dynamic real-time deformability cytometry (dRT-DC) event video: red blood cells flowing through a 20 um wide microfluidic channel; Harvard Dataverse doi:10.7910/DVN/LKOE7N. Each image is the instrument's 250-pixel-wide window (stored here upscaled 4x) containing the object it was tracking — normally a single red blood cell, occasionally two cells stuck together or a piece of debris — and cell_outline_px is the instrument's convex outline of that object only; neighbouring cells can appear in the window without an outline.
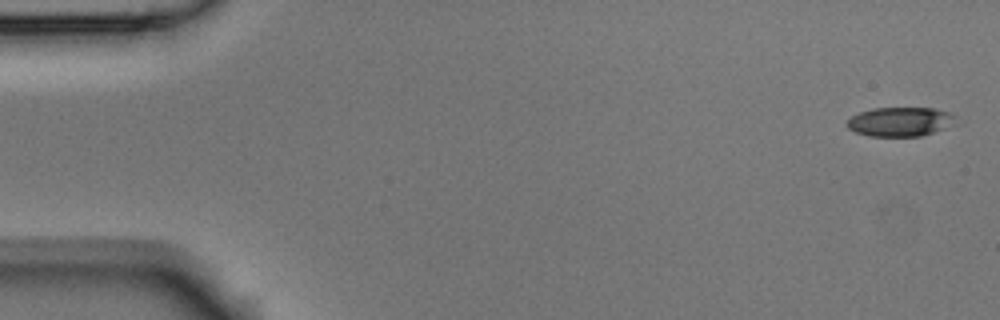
{"species": "Egyptian fruit bat (a non-hibernating species)", "species_latin": "Rousettus aegyptiacus", "temperature_condition": "room temperature", "stored_images_in_passage": 4, "camera_frame_rate_fps": 3000, "um_per_image_px": 0.085, "animal": {"sex": "male"}, "frame": {"image": 1, "passage_image": 1, "time_ms": 0.0, "image_size_px": [1000, 320], "cell_outline_px": [[964, 124], [920, 136], [868, 136], [856, 132], [848, 128], [844, 124], [852, 116], [860, 112], [872, 108], [932, 108], [952, 112]], "centroid_in_image_um": [76.66, 10.35], "position_along_channel_um": 8.3, "area_um2": 19.19}}